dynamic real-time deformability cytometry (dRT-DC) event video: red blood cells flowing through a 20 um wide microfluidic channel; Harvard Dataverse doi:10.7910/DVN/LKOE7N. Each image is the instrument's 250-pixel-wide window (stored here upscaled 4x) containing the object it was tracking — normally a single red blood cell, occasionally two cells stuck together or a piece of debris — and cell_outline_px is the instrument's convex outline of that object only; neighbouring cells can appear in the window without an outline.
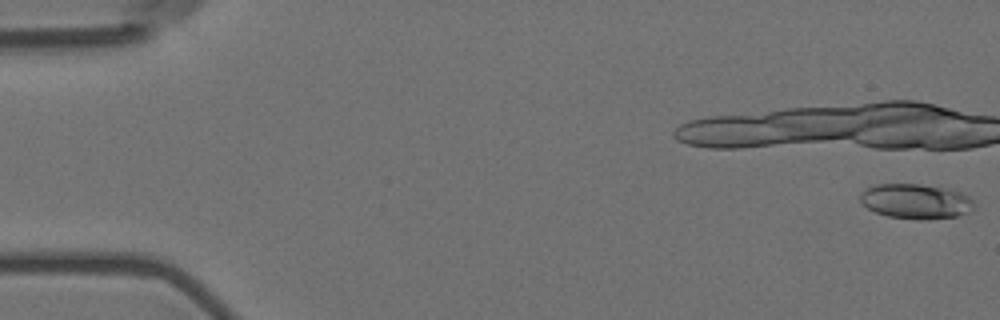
{"species": "Egyptian fruit bat (a non-hibernating species)", "species_latin": "Rousettus aegyptiacus", "temperature_condition": "room temperature", "stored_images_in_passage": 21, "camera_frame_rate_fps": 3000, "um_per_image_px": 0.085, "animal": {"sex": "female"}, "frame": {"image": 1, "passage_image": 1, "time_ms": 0.0, "image_size_px": [1000, 320], "cell_outline_px": [[976, 204], [968, 212], [956, 216], [924, 220], [920, 220], [888, 216], [876, 212], [868, 208], [860, 200], [860, 192], [864, 188], [876, 184], [920, 184], [944, 188], [960, 192], [968, 196]], "centroid_in_image_um": [77.82, 17.11], "position_along_channel_um": 7.2, "area_um2": 23.12}}